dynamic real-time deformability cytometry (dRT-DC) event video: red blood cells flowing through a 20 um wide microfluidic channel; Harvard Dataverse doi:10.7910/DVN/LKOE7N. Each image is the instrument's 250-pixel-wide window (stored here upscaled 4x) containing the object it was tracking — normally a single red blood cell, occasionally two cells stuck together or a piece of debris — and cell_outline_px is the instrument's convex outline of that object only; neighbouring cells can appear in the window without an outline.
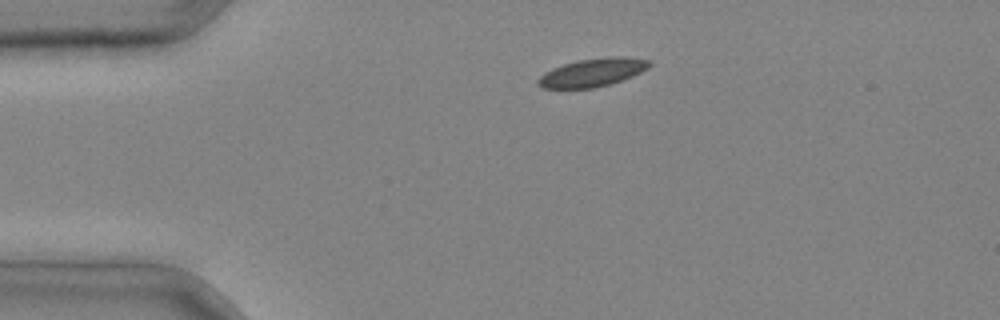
{"species": "common noctule bat (a hibernating species)", "species_latin": "Nyctalus noctula", "temperature_condition": "cold", "stored_images_in_passage": 2, "camera_frame_rate_fps": 3000, "um_per_image_px": 0.085, "animal": {"sex": "male", "body_mass_g": 20.4}, "frame": {"image": 1, "passage_image": 1, "time_ms": 0.0, "image_size_px": [1000, 320], "cell_outline_px": [[652, 64], [648, 68], [632, 76], [608, 84], [592, 88], [544, 88], [536, 84], [536, 80], [544, 72], [552, 68], [564, 64], [580, 60], [608, 56], [624, 56], [652, 60]], "centroid_in_image_um": [50.37, 6.15], "position_along_channel_um": 34.6, "area_um2": 18.26}}